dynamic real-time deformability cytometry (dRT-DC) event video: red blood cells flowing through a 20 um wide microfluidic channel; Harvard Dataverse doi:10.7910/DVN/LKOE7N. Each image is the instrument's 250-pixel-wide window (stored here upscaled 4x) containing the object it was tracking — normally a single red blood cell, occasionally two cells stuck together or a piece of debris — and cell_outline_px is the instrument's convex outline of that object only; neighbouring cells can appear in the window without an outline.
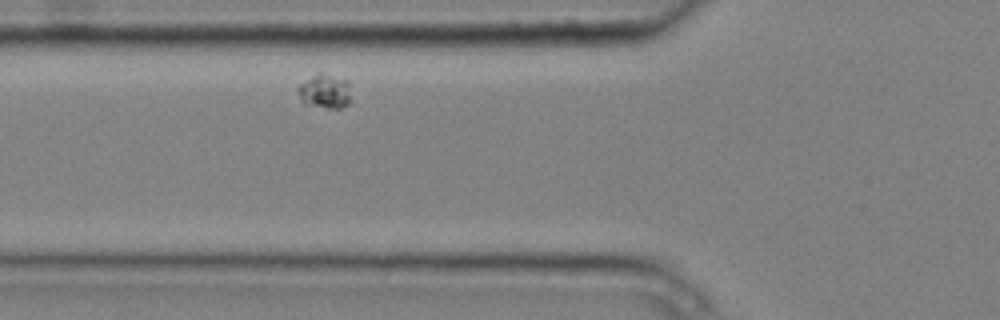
{"species": "common noctule bat (a hibernating species)", "species_latin": "Nyctalus noctula", "temperature_condition": "cold", "stored_images_in_passage": 5, "segment_of_instrument_passage": [2, 2], "camera_frame_rate_fps": 3000, "um_per_image_px": 0.085, "animal": {"sex": "male", "body_mass_g": 20.4}, "frame": {"image": 1, "passage_image": 5, "time_ms": 1.333, "image_size_px": [1000, 320], "cell_outline_px": [[352, 104], [340, 108], [328, 108], [304, 104], [300, 100], [296, 88], [300, 84], [316, 72], [320, 72], [348, 80]], "centroid_in_image_um": [27.62, 7.77], "position_along_channel_um": 98.2, "area_um2": 10.98}}